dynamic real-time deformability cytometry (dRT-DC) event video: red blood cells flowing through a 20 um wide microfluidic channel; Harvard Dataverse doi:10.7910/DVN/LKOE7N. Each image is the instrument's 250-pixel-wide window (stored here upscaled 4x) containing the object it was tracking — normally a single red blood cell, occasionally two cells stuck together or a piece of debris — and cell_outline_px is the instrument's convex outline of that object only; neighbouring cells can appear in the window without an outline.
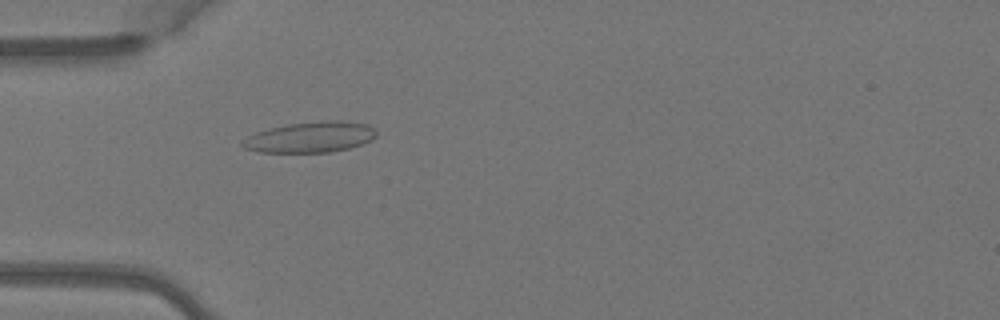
{"species": "Egyptian fruit bat (a non-hibernating species)", "species_latin": "Rousettus aegyptiacus", "temperature_condition": "warm", "stored_images_in_passage": 2, "camera_frame_rate_fps": 3000, "um_per_image_px": 0.085, "animal": {"sex": "female"}, "frame": {"image": 1, "passage_image": 2, "time_ms": 0.333, "image_size_px": [1000, 320], "cell_outline_px": [[376, 136], [372, 140], [348, 148], [328, 152], [260, 152], [244, 148], [240, 144], [248, 136], [256, 132], [288, 124], [324, 120], [340, 120], [368, 124], [376, 132]], "centroid_in_image_um": [26.39, 11.65], "position_along_channel_um": 58.6, "area_um2": 23.76}}